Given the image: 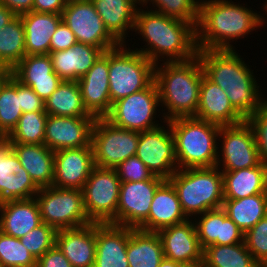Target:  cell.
<instances>
[{
	"mask_svg": "<svg viewBox=\"0 0 267 267\" xmlns=\"http://www.w3.org/2000/svg\"><path fill=\"white\" fill-rule=\"evenodd\" d=\"M149 10H143L142 6L137 10L133 31H138L137 35L147 45L134 50L154 64L187 61L197 56L196 27L192 23Z\"/></svg>",
	"mask_w": 267,
	"mask_h": 267,
	"instance_id": "1",
	"label": "cell"
},
{
	"mask_svg": "<svg viewBox=\"0 0 267 267\" xmlns=\"http://www.w3.org/2000/svg\"><path fill=\"white\" fill-rule=\"evenodd\" d=\"M235 3L232 0H200L196 27L198 50H235L230 43L248 37L250 32L267 23L264 16L252 8Z\"/></svg>",
	"mask_w": 267,
	"mask_h": 267,
	"instance_id": "2",
	"label": "cell"
},
{
	"mask_svg": "<svg viewBox=\"0 0 267 267\" xmlns=\"http://www.w3.org/2000/svg\"><path fill=\"white\" fill-rule=\"evenodd\" d=\"M197 55L204 75L225 91L235 110L245 120L252 116L265 98L244 57L236 50H198Z\"/></svg>",
	"mask_w": 267,
	"mask_h": 267,
	"instance_id": "3",
	"label": "cell"
},
{
	"mask_svg": "<svg viewBox=\"0 0 267 267\" xmlns=\"http://www.w3.org/2000/svg\"><path fill=\"white\" fill-rule=\"evenodd\" d=\"M203 75L198 55L187 61L155 64L154 81L160 105L167 108L161 115L163 122L179 117H195Z\"/></svg>",
	"mask_w": 267,
	"mask_h": 267,
	"instance_id": "4",
	"label": "cell"
},
{
	"mask_svg": "<svg viewBox=\"0 0 267 267\" xmlns=\"http://www.w3.org/2000/svg\"><path fill=\"white\" fill-rule=\"evenodd\" d=\"M168 122L178 169L216 166L220 125L195 117H179Z\"/></svg>",
	"mask_w": 267,
	"mask_h": 267,
	"instance_id": "5",
	"label": "cell"
},
{
	"mask_svg": "<svg viewBox=\"0 0 267 267\" xmlns=\"http://www.w3.org/2000/svg\"><path fill=\"white\" fill-rule=\"evenodd\" d=\"M168 180L176 189L182 211L188 219L222 208L223 176L217 166L177 169Z\"/></svg>",
	"mask_w": 267,
	"mask_h": 267,
	"instance_id": "6",
	"label": "cell"
},
{
	"mask_svg": "<svg viewBox=\"0 0 267 267\" xmlns=\"http://www.w3.org/2000/svg\"><path fill=\"white\" fill-rule=\"evenodd\" d=\"M155 64L126 44L109 50L111 104L147 88L154 81Z\"/></svg>",
	"mask_w": 267,
	"mask_h": 267,
	"instance_id": "7",
	"label": "cell"
},
{
	"mask_svg": "<svg viewBox=\"0 0 267 267\" xmlns=\"http://www.w3.org/2000/svg\"><path fill=\"white\" fill-rule=\"evenodd\" d=\"M35 199L41 221L57 231L92 223L85 212L82 190L54 186L39 188Z\"/></svg>",
	"mask_w": 267,
	"mask_h": 267,
	"instance_id": "8",
	"label": "cell"
},
{
	"mask_svg": "<svg viewBox=\"0 0 267 267\" xmlns=\"http://www.w3.org/2000/svg\"><path fill=\"white\" fill-rule=\"evenodd\" d=\"M138 140L139 132L117 127L106 118H96L91 132L95 166L115 169L136 155Z\"/></svg>",
	"mask_w": 267,
	"mask_h": 267,
	"instance_id": "9",
	"label": "cell"
},
{
	"mask_svg": "<svg viewBox=\"0 0 267 267\" xmlns=\"http://www.w3.org/2000/svg\"><path fill=\"white\" fill-rule=\"evenodd\" d=\"M121 181L115 169L94 167L82 188L83 202L92 223L117 225Z\"/></svg>",
	"mask_w": 267,
	"mask_h": 267,
	"instance_id": "10",
	"label": "cell"
},
{
	"mask_svg": "<svg viewBox=\"0 0 267 267\" xmlns=\"http://www.w3.org/2000/svg\"><path fill=\"white\" fill-rule=\"evenodd\" d=\"M158 107L159 92L153 81L144 90L114 102L105 118L117 127L143 132L160 126L155 120Z\"/></svg>",
	"mask_w": 267,
	"mask_h": 267,
	"instance_id": "11",
	"label": "cell"
},
{
	"mask_svg": "<svg viewBox=\"0 0 267 267\" xmlns=\"http://www.w3.org/2000/svg\"><path fill=\"white\" fill-rule=\"evenodd\" d=\"M218 138L222 143L220 148L218 145L216 166L221 172L252 168L261 163L255 133L247 120L237 125L220 126Z\"/></svg>",
	"mask_w": 267,
	"mask_h": 267,
	"instance_id": "12",
	"label": "cell"
},
{
	"mask_svg": "<svg viewBox=\"0 0 267 267\" xmlns=\"http://www.w3.org/2000/svg\"><path fill=\"white\" fill-rule=\"evenodd\" d=\"M62 21L78 43L93 45L104 52L120 45L106 29L91 0H67Z\"/></svg>",
	"mask_w": 267,
	"mask_h": 267,
	"instance_id": "13",
	"label": "cell"
},
{
	"mask_svg": "<svg viewBox=\"0 0 267 267\" xmlns=\"http://www.w3.org/2000/svg\"><path fill=\"white\" fill-rule=\"evenodd\" d=\"M167 126L139 132L136 156L154 176L168 180L178 169L174 139L168 121ZM167 128V129H166Z\"/></svg>",
	"mask_w": 267,
	"mask_h": 267,
	"instance_id": "14",
	"label": "cell"
},
{
	"mask_svg": "<svg viewBox=\"0 0 267 267\" xmlns=\"http://www.w3.org/2000/svg\"><path fill=\"white\" fill-rule=\"evenodd\" d=\"M165 179L121 182L117 205V225L138 229L149 216L150 205L157 188Z\"/></svg>",
	"mask_w": 267,
	"mask_h": 267,
	"instance_id": "15",
	"label": "cell"
},
{
	"mask_svg": "<svg viewBox=\"0 0 267 267\" xmlns=\"http://www.w3.org/2000/svg\"><path fill=\"white\" fill-rule=\"evenodd\" d=\"M38 191L12 150L11 141L0 136V203L34 198Z\"/></svg>",
	"mask_w": 267,
	"mask_h": 267,
	"instance_id": "16",
	"label": "cell"
},
{
	"mask_svg": "<svg viewBox=\"0 0 267 267\" xmlns=\"http://www.w3.org/2000/svg\"><path fill=\"white\" fill-rule=\"evenodd\" d=\"M95 117L48 115L44 145L54 152L91 145Z\"/></svg>",
	"mask_w": 267,
	"mask_h": 267,
	"instance_id": "17",
	"label": "cell"
},
{
	"mask_svg": "<svg viewBox=\"0 0 267 267\" xmlns=\"http://www.w3.org/2000/svg\"><path fill=\"white\" fill-rule=\"evenodd\" d=\"M77 82L87 112L95 118H105L112 108L109 92V50L103 52Z\"/></svg>",
	"mask_w": 267,
	"mask_h": 267,
	"instance_id": "18",
	"label": "cell"
},
{
	"mask_svg": "<svg viewBox=\"0 0 267 267\" xmlns=\"http://www.w3.org/2000/svg\"><path fill=\"white\" fill-rule=\"evenodd\" d=\"M95 167L92 145L54 152V187L82 190Z\"/></svg>",
	"mask_w": 267,
	"mask_h": 267,
	"instance_id": "19",
	"label": "cell"
},
{
	"mask_svg": "<svg viewBox=\"0 0 267 267\" xmlns=\"http://www.w3.org/2000/svg\"><path fill=\"white\" fill-rule=\"evenodd\" d=\"M11 74L23 85L29 86L44 101L63 81L54 71L49 54L26 55Z\"/></svg>",
	"mask_w": 267,
	"mask_h": 267,
	"instance_id": "20",
	"label": "cell"
},
{
	"mask_svg": "<svg viewBox=\"0 0 267 267\" xmlns=\"http://www.w3.org/2000/svg\"><path fill=\"white\" fill-rule=\"evenodd\" d=\"M157 233L163 244L165 258L179 263L203 260V249L192 219L165 227Z\"/></svg>",
	"mask_w": 267,
	"mask_h": 267,
	"instance_id": "21",
	"label": "cell"
},
{
	"mask_svg": "<svg viewBox=\"0 0 267 267\" xmlns=\"http://www.w3.org/2000/svg\"><path fill=\"white\" fill-rule=\"evenodd\" d=\"M195 118L220 126L237 125L245 121L232 106L225 91L205 75L201 81L199 104Z\"/></svg>",
	"mask_w": 267,
	"mask_h": 267,
	"instance_id": "22",
	"label": "cell"
},
{
	"mask_svg": "<svg viewBox=\"0 0 267 267\" xmlns=\"http://www.w3.org/2000/svg\"><path fill=\"white\" fill-rule=\"evenodd\" d=\"M55 245L72 267H93L96 256V223L58 230Z\"/></svg>",
	"mask_w": 267,
	"mask_h": 267,
	"instance_id": "23",
	"label": "cell"
},
{
	"mask_svg": "<svg viewBox=\"0 0 267 267\" xmlns=\"http://www.w3.org/2000/svg\"><path fill=\"white\" fill-rule=\"evenodd\" d=\"M128 227L96 223V256L93 267H129Z\"/></svg>",
	"mask_w": 267,
	"mask_h": 267,
	"instance_id": "24",
	"label": "cell"
},
{
	"mask_svg": "<svg viewBox=\"0 0 267 267\" xmlns=\"http://www.w3.org/2000/svg\"><path fill=\"white\" fill-rule=\"evenodd\" d=\"M187 220L176 189L169 180H165L154 194L148 219L138 229L158 232L165 227L181 224Z\"/></svg>",
	"mask_w": 267,
	"mask_h": 267,
	"instance_id": "25",
	"label": "cell"
},
{
	"mask_svg": "<svg viewBox=\"0 0 267 267\" xmlns=\"http://www.w3.org/2000/svg\"><path fill=\"white\" fill-rule=\"evenodd\" d=\"M104 51L93 45L76 43L66 50L49 53L53 71L63 81H78Z\"/></svg>",
	"mask_w": 267,
	"mask_h": 267,
	"instance_id": "26",
	"label": "cell"
},
{
	"mask_svg": "<svg viewBox=\"0 0 267 267\" xmlns=\"http://www.w3.org/2000/svg\"><path fill=\"white\" fill-rule=\"evenodd\" d=\"M41 223L35 197L0 203V231L6 235L20 239Z\"/></svg>",
	"mask_w": 267,
	"mask_h": 267,
	"instance_id": "27",
	"label": "cell"
},
{
	"mask_svg": "<svg viewBox=\"0 0 267 267\" xmlns=\"http://www.w3.org/2000/svg\"><path fill=\"white\" fill-rule=\"evenodd\" d=\"M108 32L120 43H126L134 30L140 0H91Z\"/></svg>",
	"mask_w": 267,
	"mask_h": 267,
	"instance_id": "28",
	"label": "cell"
},
{
	"mask_svg": "<svg viewBox=\"0 0 267 267\" xmlns=\"http://www.w3.org/2000/svg\"><path fill=\"white\" fill-rule=\"evenodd\" d=\"M21 166L38 188L50 187L54 178V151L44 144L12 143Z\"/></svg>",
	"mask_w": 267,
	"mask_h": 267,
	"instance_id": "29",
	"label": "cell"
},
{
	"mask_svg": "<svg viewBox=\"0 0 267 267\" xmlns=\"http://www.w3.org/2000/svg\"><path fill=\"white\" fill-rule=\"evenodd\" d=\"M20 16L25 31L26 55L49 54L50 40L62 22V14L31 11Z\"/></svg>",
	"mask_w": 267,
	"mask_h": 267,
	"instance_id": "30",
	"label": "cell"
},
{
	"mask_svg": "<svg viewBox=\"0 0 267 267\" xmlns=\"http://www.w3.org/2000/svg\"><path fill=\"white\" fill-rule=\"evenodd\" d=\"M224 199H241L267 194V164L229 172H222Z\"/></svg>",
	"mask_w": 267,
	"mask_h": 267,
	"instance_id": "31",
	"label": "cell"
},
{
	"mask_svg": "<svg viewBox=\"0 0 267 267\" xmlns=\"http://www.w3.org/2000/svg\"><path fill=\"white\" fill-rule=\"evenodd\" d=\"M126 254L129 267H159L164 259L159 234L128 227Z\"/></svg>",
	"mask_w": 267,
	"mask_h": 267,
	"instance_id": "32",
	"label": "cell"
},
{
	"mask_svg": "<svg viewBox=\"0 0 267 267\" xmlns=\"http://www.w3.org/2000/svg\"><path fill=\"white\" fill-rule=\"evenodd\" d=\"M222 209L245 234L267 215V194L241 199H224Z\"/></svg>",
	"mask_w": 267,
	"mask_h": 267,
	"instance_id": "33",
	"label": "cell"
},
{
	"mask_svg": "<svg viewBox=\"0 0 267 267\" xmlns=\"http://www.w3.org/2000/svg\"><path fill=\"white\" fill-rule=\"evenodd\" d=\"M48 115L70 117H94L85 109L80 86L77 81H62L45 101Z\"/></svg>",
	"mask_w": 267,
	"mask_h": 267,
	"instance_id": "34",
	"label": "cell"
},
{
	"mask_svg": "<svg viewBox=\"0 0 267 267\" xmlns=\"http://www.w3.org/2000/svg\"><path fill=\"white\" fill-rule=\"evenodd\" d=\"M205 267H261L246 248L245 242L210 245L203 249Z\"/></svg>",
	"mask_w": 267,
	"mask_h": 267,
	"instance_id": "35",
	"label": "cell"
},
{
	"mask_svg": "<svg viewBox=\"0 0 267 267\" xmlns=\"http://www.w3.org/2000/svg\"><path fill=\"white\" fill-rule=\"evenodd\" d=\"M25 56L24 26L16 16L0 30V66L11 71Z\"/></svg>",
	"mask_w": 267,
	"mask_h": 267,
	"instance_id": "36",
	"label": "cell"
},
{
	"mask_svg": "<svg viewBox=\"0 0 267 267\" xmlns=\"http://www.w3.org/2000/svg\"><path fill=\"white\" fill-rule=\"evenodd\" d=\"M18 80L10 76L0 86V136L6 137L22 115Z\"/></svg>",
	"mask_w": 267,
	"mask_h": 267,
	"instance_id": "37",
	"label": "cell"
},
{
	"mask_svg": "<svg viewBox=\"0 0 267 267\" xmlns=\"http://www.w3.org/2000/svg\"><path fill=\"white\" fill-rule=\"evenodd\" d=\"M46 112L22 113L17 125L6 136L11 143L44 144Z\"/></svg>",
	"mask_w": 267,
	"mask_h": 267,
	"instance_id": "38",
	"label": "cell"
},
{
	"mask_svg": "<svg viewBox=\"0 0 267 267\" xmlns=\"http://www.w3.org/2000/svg\"><path fill=\"white\" fill-rule=\"evenodd\" d=\"M148 3L154 7L153 11L192 23L197 27L200 0H140L142 7Z\"/></svg>",
	"mask_w": 267,
	"mask_h": 267,
	"instance_id": "39",
	"label": "cell"
},
{
	"mask_svg": "<svg viewBox=\"0 0 267 267\" xmlns=\"http://www.w3.org/2000/svg\"><path fill=\"white\" fill-rule=\"evenodd\" d=\"M0 262L3 267H36L37 260L20 239L0 231Z\"/></svg>",
	"mask_w": 267,
	"mask_h": 267,
	"instance_id": "40",
	"label": "cell"
},
{
	"mask_svg": "<svg viewBox=\"0 0 267 267\" xmlns=\"http://www.w3.org/2000/svg\"><path fill=\"white\" fill-rule=\"evenodd\" d=\"M57 230L42 222L25 234L20 241L25 248L38 260L46 251L55 246Z\"/></svg>",
	"mask_w": 267,
	"mask_h": 267,
	"instance_id": "41",
	"label": "cell"
},
{
	"mask_svg": "<svg viewBox=\"0 0 267 267\" xmlns=\"http://www.w3.org/2000/svg\"><path fill=\"white\" fill-rule=\"evenodd\" d=\"M244 242L254 260L267 267V215L244 234Z\"/></svg>",
	"mask_w": 267,
	"mask_h": 267,
	"instance_id": "42",
	"label": "cell"
},
{
	"mask_svg": "<svg viewBox=\"0 0 267 267\" xmlns=\"http://www.w3.org/2000/svg\"><path fill=\"white\" fill-rule=\"evenodd\" d=\"M199 216H197L198 219L196 217L192 219L195 218L193 222L202 249L210 245H217L220 230V208L206 211Z\"/></svg>",
	"mask_w": 267,
	"mask_h": 267,
	"instance_id": "43",
	"label": "cell"
},
{
	"mask_svg": "<svg viewBox=\"0 0 267 267\" xmlns=\"http://www.w3.org/2000/svg\"><path fill=\"white\" fill-rule=\"evenodd\" d=\"M255 133L258 154L261 162L267 164V98L255 113L247 119Z\"/></svg>",
	"mask_w": 267,
	"mask_h": 267,
	"instance_id": "44",
	"label": "cell"
},
{
	"mask_svg": "<svg viewBox=\"0 0 267 267\" xmlns=\"http://www.w3.org/2000/svg\"><path fill=\"white\" fill-rule=\"evenodd\" d=\"M115 170L121 182L144 181L154 177L148 167L136 155L120 163Z\"/></svg>",
	"mask_w": 267,
	"mask_h": 267,
	"instance_id": "45",
	"label": "cell"
},
{
	"mask_svg": "<svg viewBox=\"0 0 267 267\" xmlns=\"http://www.w3.org/2000/svg\"><path fill=\"white\" fill-rule=\"evenodd\" d=\"M244 242V233L220 208V230L217 245H233Z\"/></svg>",
	"mask_w": 267,
	"mask_h": 267,
	"instance_id": "46",
	"label": "cell"
},
{
	"mask_svg": "<svg viewBox=\"0 0 267 267\" xmlns=\"http://www.w3.org/2000/svg\"><path fill=\"white\" fill-rule=\"evenodd\" d=\"M18 96H20L21 109L26 112H45V101L40 98L29 86L18 81Z\"/></svg>",
	"mask_w": 267,
	"mask_h": 267,
	"instance_id": "47",
	"label": "cell"
},
{
	"mask_svg": "<svg viewBox=\"0 0 267 267\" xmlns=\"http://www.w3.org/2000/svg\"><path fill=\"white\" fill-rule=\"evenodd\" d=\"M77 43L72 30L62 21L50 40L49 53L66 50Z\"/></svg>",
	"mask_w": 267,
	"mask_h": 267,
	"instance_id": "48",
	"label": "cell"
},
{
	"mask_svg": "<svg viewBox=\"0 0 267 267\" xmlns=\"http://www.w3.org/2000/svg\"><path fill=\"white\" fill-rule=\"evenodd\" d=\"M36 267H72V265L55 245L37 260Z\"/></svg>",
	"mask_w": 267,
	"mask_h": 267,
	"instance_id": "49",
	"label": "cell"
},
{
	"mask_svg": "<svg viewBox=\"0 0 267 267\" xmlns=\"http://www.w3.org/2000/svg\"><path fill=\"white\" fill-rule=\"evenodd\" d=\"M67 0H34L33 11L37 13L62 14Z\"/></svg>",
	"mask_w": 267,
	"mask_h": 267,
	"instance_id": "50",
	"label": "cell"
},
{
	"mask_svg": "<svg viewBox=\"0 0 267 267\" xmlns=\"http://www.w3.org/2000/svg\"><path fill=\"white\" fill-rule=\"evenodd\" d=\"M16 16L33 11L34 0H0Z\"/></svg>",
	"mask_w": 267,
	"mask_h": 267,
	"instance_id": "51",
	"label": "cell"
},
{
	"mask_svg": "<svg viewBox=\"0 0 267 267\" xmlns=\"http://www.w3.org/2000/svg\"><path fill=\"white\" fill-rule=\"evenodd\" d=\"M16 15L5 5L0 3V30L5 27Z\"/></svg>",
	"mask_w": 267,
	"mask_h": 267,
	"instance_id": "52",
	"label": "cell"
},
{
	"mask_svg": "<svg viewBox=\"0 0 267 267\" xmlns=\"http://www.w3.org/2000/svg\"><path fill=\"white\" fill-rule=\"evenodd\" d=\"M180 263L174 260H170L164 257L159 267H179Z\"/></svg>",
	"mask_w": 267,
	"mask_h": 267,
	"instance_id": "53",
	"label": "cell"
},
{
	"mask_svg": "<svg viewBox=\"0 0 267 267\" xmlns=\"http://www.w3.org/2000/svg\"><path fill=\"white\" fill-rule=\"evenodd\" d=\"M11 71L6 67L0 66V86L10 76Z\"/></svg>",
	"mask_w": 267,
	"mask_h": 267,
	"instance_id": "54",
	"label": "cell"
},
{
	"mask_svg": "<svg viewBox=\"0 0 267 267\" xmlns=\"http://www.w3.org/2000/svg\"><path fill=\"white\" fill-rule=\"evenodd\" d=\"M179 267H205L203 260L190 263H180Z\"/></svg>",
	"mask_w": 267,
	"mask_h": 267,
	"instance_id": "55",
	"label": "cell"
},
{
	"mask_svg": "<svg viewBox=\"0 0 267 267\" xmlns=\"http://www.w3.org/2000/svg\"><path fill=\"white\" fill-rule=\"evenodd\" d=\"M263 7L264 8H262V9L265 10V15H266L267 14V0H266L265 4H263ZM266 21H267V19H266Z\"/></svg>",
	"mask_w": 267,
	"mask_h": 267,
	"instance_id": "56",
	"label": "cell"
}]
</instances>
